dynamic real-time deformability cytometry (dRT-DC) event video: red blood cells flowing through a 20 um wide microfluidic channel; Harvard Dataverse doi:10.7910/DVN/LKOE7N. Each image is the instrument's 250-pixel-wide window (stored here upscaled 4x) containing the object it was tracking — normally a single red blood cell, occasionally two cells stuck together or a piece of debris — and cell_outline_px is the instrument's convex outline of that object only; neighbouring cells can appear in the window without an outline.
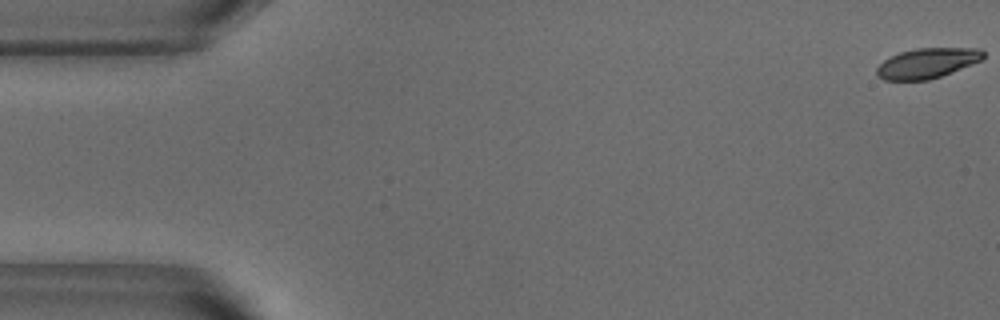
{"species": "common noctule bat (a hibernating species)", "species_latin": "Nyctalus noctula", "temperature_condition": "warm", "stored_images_in_passage": 7, "camera_frame_rate_fps": 3000, "um_per_image_px": 0.085, "animal": {"sex": "male", "body_mass_g": 18.8}, "frame": {"image": 1, "passage_image": 1, "time_ms": 0.0, "image_size_px": [1000, 320], "cell_outline_px": [[984, 56], [980, 60], [940, 76], [928, 80], [884, 80], [876, 76], [876, 68], [884, 60], [900, 52], [916, 48], [980, 48], [984, 52]], "centroid_in_image_um": [78.76, 5.36], "position_along_channel_um": 6.2, "area_um2": 18.44}}